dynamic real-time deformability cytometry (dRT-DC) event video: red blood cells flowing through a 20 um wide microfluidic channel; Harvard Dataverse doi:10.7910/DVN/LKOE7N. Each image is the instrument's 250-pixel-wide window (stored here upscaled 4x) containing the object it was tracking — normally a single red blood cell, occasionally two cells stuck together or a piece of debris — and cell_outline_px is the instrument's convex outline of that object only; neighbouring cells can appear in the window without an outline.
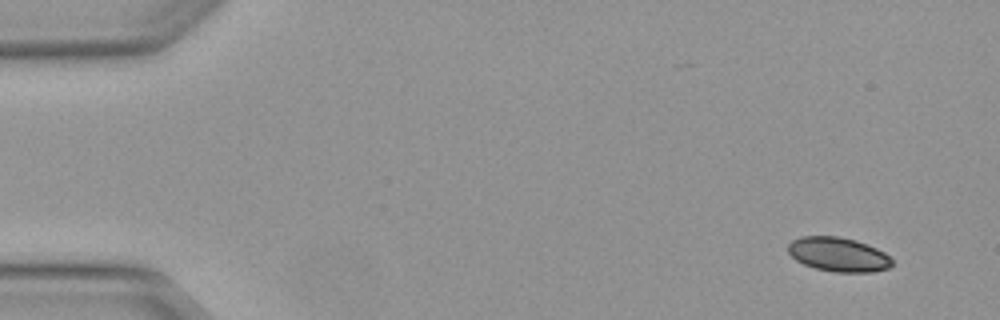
{"species": "Egyptian fruit bat (a non-hibernating species)", "species_latin": "Rousettus aegyptiacus", "temperature_condition": "warm", "stored_images_in_passage": 5, "camera_frame_rate_fps": 3000, "um_per_image_px": 0.085, "animal": {"sex": "female"}, "frame": {"image": 1, "passage_image": 5, "time_ms": 1.333, "image_size_px": [1000, 320], "cell_outline_px": [[892, 264], [888, 268], [872, 272], [832, 272], [816, 268], [804, 264], [796, 260], [788, 252], [788, 244], [792, 240], [800, 236], [836, 236], [852, 240], [876, 248], [884, 252], [892, 260]], "centroid_in_image_um": [71.22, 21.63], "position_along_channel_um": 13.8, "area_um2": 20.52}}